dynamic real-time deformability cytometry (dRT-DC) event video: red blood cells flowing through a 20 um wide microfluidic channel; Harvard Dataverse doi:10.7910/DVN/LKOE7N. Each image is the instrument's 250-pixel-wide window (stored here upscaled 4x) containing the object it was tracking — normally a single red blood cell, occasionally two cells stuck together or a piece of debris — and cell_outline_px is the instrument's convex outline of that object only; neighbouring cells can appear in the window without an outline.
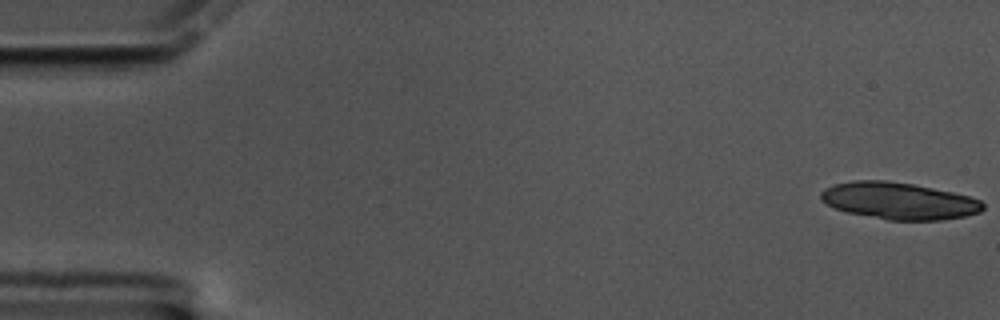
{"species": "common noctule bat (a hibernating species)", "species_latin": "Nyctalus noctula", "temperature_condition": "cold", "stored_images_in_passage": 17, "camera_frame_rate_fps": 3000, "um_per_image_px": 0.085, "animal": {"sex": "male", "body_mass_g": 17.5, "forearm_length_mm": 52.3}, "frame": {"image": 1, "passage_image": 1, "time_ms": 0.0, "image_size_px": [1000, 320], "cell_outline_px": [[984, 208], [980, 212], [964, 216], [940, 220], [888, 220], [848, 212], [832, 208], [820, 200], [820, 192], [824, 188], [836, 184], [852, 180], [888, 180], [912, 184], [952, 192], [968, 196], [980, 200], [984, 204]], "centroid_in_image_um": [76.36, 17.07], "position_along_channel_um": 8.6, "area_um2": 34.85}}